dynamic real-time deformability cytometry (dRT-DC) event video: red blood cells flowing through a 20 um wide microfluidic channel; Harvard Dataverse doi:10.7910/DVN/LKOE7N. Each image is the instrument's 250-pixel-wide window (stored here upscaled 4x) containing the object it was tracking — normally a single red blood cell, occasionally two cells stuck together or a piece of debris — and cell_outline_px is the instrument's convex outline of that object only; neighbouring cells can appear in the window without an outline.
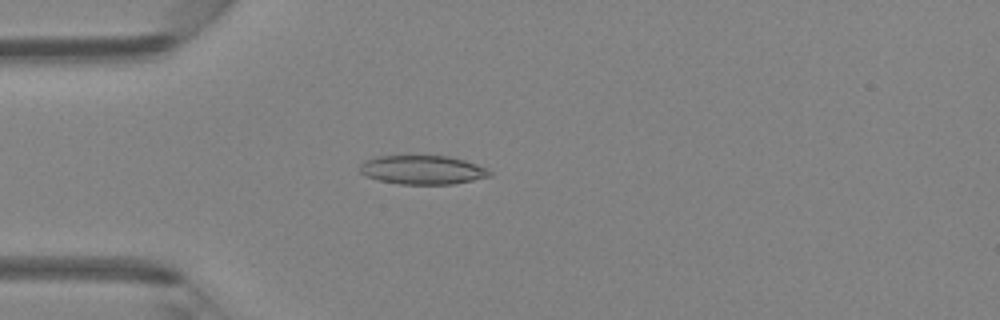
{"species": "Egyptian fruit bat (a non-hibernating species)", "species_latin": "Rousettus aegyptiacus", "temperature_condition": "room temperature", "stored_images_in_passage": 47, "camera_frame_rate_fps": 3000, "um_per_image_px": 0.085, "animal": {"sex": "female"}, "frame": {"image": 1, "passage_image": 13, "time_ms": 4.0, "image_size_px": [1000, 320], "cell_outline_px": [[492, 176], [452, 184], [400, 184], [380, 180], [368, 176], [360, 172], [360, 164], [364, 160], [376, 156], [448, 156], [464, 160], [488, 168], [492, 172]], "centroid_in_image_um": [35.93, 14.43], "position_along_channel_um": 49.1, "area_um2": 21.79}}
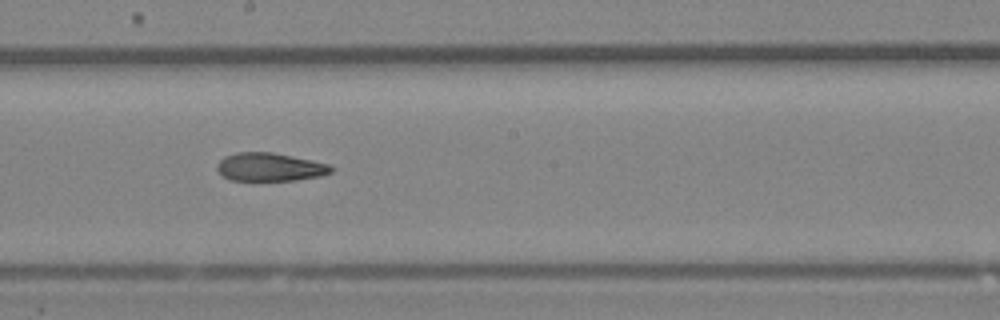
{"frame": {"image": 2, "passage_image": 26, "time_ms": 8.333, "image_size_px": [1000, 320], "cell_outline_px": [[336, 168], [332, 172], [320, 176], [296, 180], [228, 180], [216, 168], [216, 164], [224, 156], [236, 152], [272, 152], [312, 160], [328, 164]], "centroid_in_image_um": [22.94, 14.19], "position_along_channel_um": 225.3, "area_um2": 18.84}}
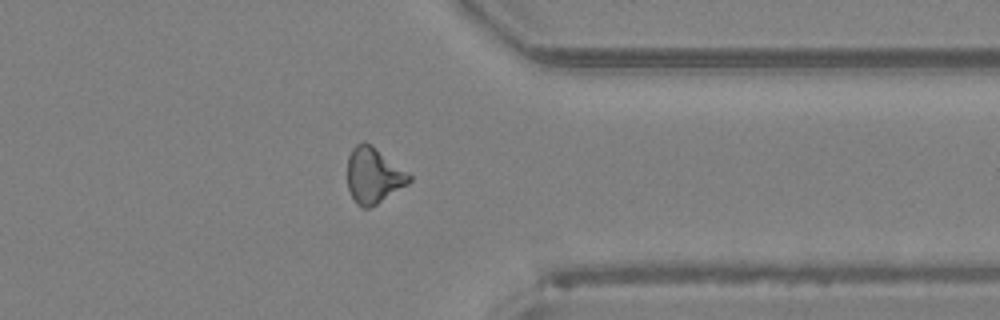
{"frame": {"image": 3, "passage_image": 37, "time_ms": 12.0, "image_size_px": [1000, 320], "cell_outline_px": [[412, 180], [408, 184], [376, 204], [368, 208], [360, 208], [356, 204], [348, 188], [348, 156], [352, 148], [356, 144], [372, 144], [408, 172], [412, 176]], "centroid_in_image_um": [31.76, 14.92], "position_along_channel_um": 379.6, "area_um2": 19.94}, "authors_computed_cell_mechanics": {"area_um2": 20.0566, "velocity_mm_per_s": 4.3579, "shape_relaxation_time_tau1_ms": null, "shape_relaxation_time_tau2_ms": 7.1982, "deformation_change_tau1": null, "deformation_change_tau2": 0.1736}}